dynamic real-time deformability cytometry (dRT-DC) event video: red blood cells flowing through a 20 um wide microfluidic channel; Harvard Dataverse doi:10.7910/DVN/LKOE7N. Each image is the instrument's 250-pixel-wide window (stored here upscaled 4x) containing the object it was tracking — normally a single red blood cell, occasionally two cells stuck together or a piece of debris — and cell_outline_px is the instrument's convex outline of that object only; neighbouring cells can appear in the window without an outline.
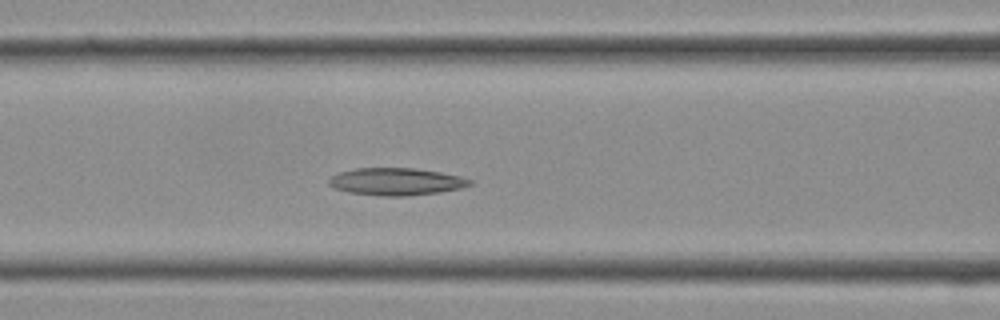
{"species": "Egyptian fruit bat (a non-hibernating species)", "species_latin": "Rousettus aegyptiacus", "temperature_condition": "cold", "stored_images_in_passage": 25, "segment_of_instrument_passage": [1, 2], "camera_frame_rate_fps": 3000, "um_per_image_px": 0.085, "frame": {"image": 1, "passage_image": 9, "time_ms": 2.667, "image_size_px": [1000, 320], "cell_outline_px": [[472, 184], [460, 188], [440, 192], [404, 196], [380, 196], [348, 192], [336, 188], [328, 184], [328, 180], [332, 176], [340, 172], [356, 168], [416, 168], [440, 172], [460, 176], [472, 180]], "centroid_in_image_um": [33.68, 15.43], "position_along_channel_um": 132.9, "area_um2": 22.37}}
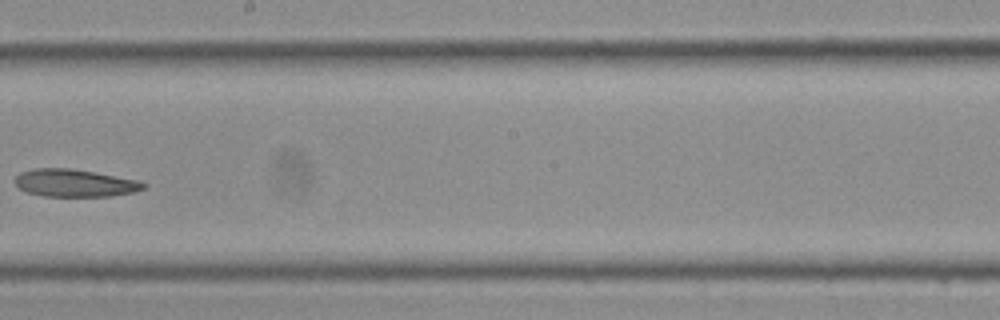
{"frame": {"image": 2, "passage_image": 14, "time_ms": 4.333, "image_size_px": [1000, 320], "cell_outline_px": [[148, 184], [144, 188], [136, 192], [112, 196], [44, 196], [28, 192], [20, 188], [16, 184], [16, 176], [20, 172], [36, 168], [68, 168], [140, 180]], "centroid_in_image_um": [6.4, 15.56], "position_along_channel_um": 241.8, "area_um2": 20.52}}
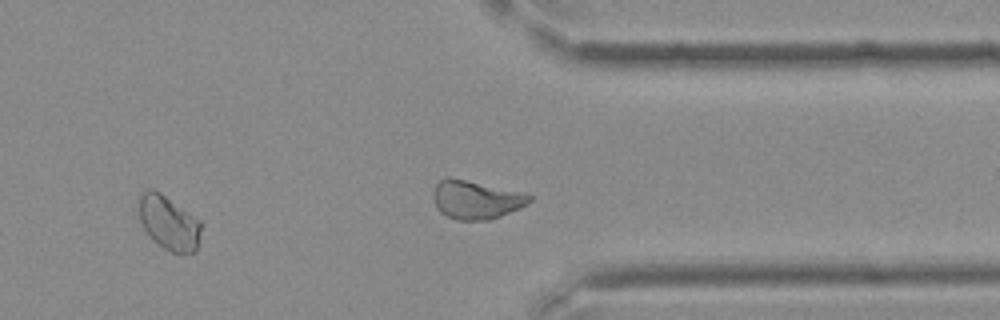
{"frame": {"image": 3, "passage_image": 20, "time_ms": 6.333, "image_size_px": [1000, 320], "cell_outline_px": [[200, 232], [196, 252], [172, 252], [164, 248], [144, 228], [140, 220], [136, 208], [140, 196], [148, 188], [152, 188], [160, 192], [200, 220]], "centroid_in_image_um": [14.32, 18.89], "position_along_channel_um": 397.1, "area_um2": 19.31}}